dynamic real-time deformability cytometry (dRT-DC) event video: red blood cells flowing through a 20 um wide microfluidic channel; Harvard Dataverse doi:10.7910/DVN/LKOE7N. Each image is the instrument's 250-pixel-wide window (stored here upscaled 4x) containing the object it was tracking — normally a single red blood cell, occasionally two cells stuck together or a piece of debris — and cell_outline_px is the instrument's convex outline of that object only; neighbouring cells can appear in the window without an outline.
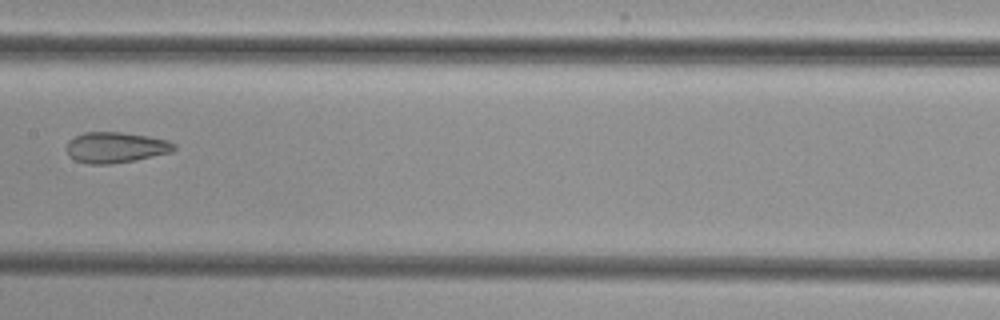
{"species": "common noctule bat (a hibernating species)", "species_latin": "Nyctalus noctula", "temperature_condition": "cold", "stored_images_in_passage": 8, "camera_frame_rate_fps": 3000, "um_per_image_px": 0.085, "animal": {"sex": "female", "body_mass_g": 29.2, "forearm_length_mm": 56.3}, "frame": {"image": 1, "passage_image": 8, "time_ms": 9.0, "image_size_px": [1000, 320], "cell_outline_px": [[176, 148], [172, 152], [136, 160], [112, 164], [88, 164], [76, 160], [68, 156], [68, 140], [84, 132], [120, 132], [148, 136], [168, 140], [176, 144]], "centroid_in_image_um": [9.86, 12.53], "position_along_channel_um": 197.5, "area_um2": 19.31}}